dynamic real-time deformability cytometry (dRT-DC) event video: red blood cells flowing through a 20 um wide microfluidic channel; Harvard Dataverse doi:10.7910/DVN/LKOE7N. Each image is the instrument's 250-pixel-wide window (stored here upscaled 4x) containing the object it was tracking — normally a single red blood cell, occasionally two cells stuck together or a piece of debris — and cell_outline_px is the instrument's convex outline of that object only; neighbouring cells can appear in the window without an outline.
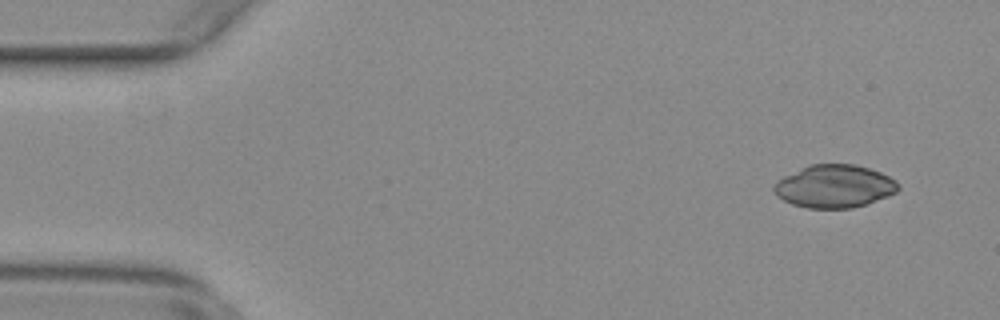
{"species": "common noctule bat (a hibernating species)", "species_latin": "Nyctalus noctula", "temperature_condition": "warm", "stored_images_in_passage": 54, "camera_frame_rate_fps": 3000, "um_per_image_px": 0.085, "animal": {"sex": "female", "body_mass_g": 29.2, "forearm_length_mm": 56.3}, "frame": {"image": 1, "passage_image": 4, "time_ms": 1.0, "image_size_px": [1000, 320], "cell_outline_px": [[900, 188], [896, 192], [888, 196], [852, 208], [808, 208], [792, 204], [776, 196], [772, 188], [784, 176], [812, 164], [852, 164], [868, 168], [880, 172], [896, 180], [900, 184]], "centroid_in_image_um": [70.94, 15.84], "position_along_channel_um": 14.1, "area_um2": 30.75}}